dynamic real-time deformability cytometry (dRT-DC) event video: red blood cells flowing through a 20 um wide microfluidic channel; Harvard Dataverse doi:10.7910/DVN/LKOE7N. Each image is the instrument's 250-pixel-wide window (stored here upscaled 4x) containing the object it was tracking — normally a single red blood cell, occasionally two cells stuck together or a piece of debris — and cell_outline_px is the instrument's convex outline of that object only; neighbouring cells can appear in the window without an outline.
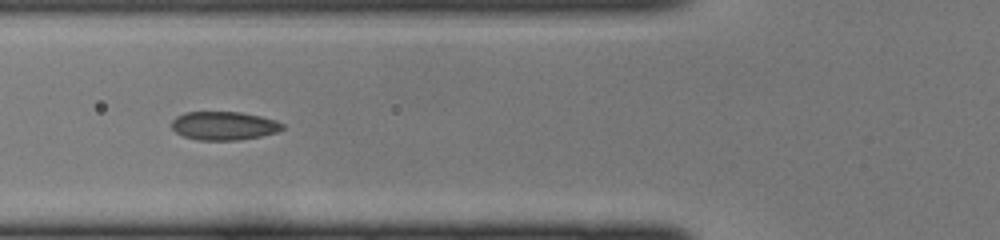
{"species": "common noctule bat (a hibernating species)", "species_latin": "Nyctalus noctula", "temperature_condition": "cold", "stored_images_in_passage": 32, "camera_frame_rate_fps": 3000, "um_per_image_px": 0.085, "animal": {"sex": "female", "body_mass_g": 22.0, "forearm_length_mm": 56.7}, "frame": {"image": 1, "passage_image": 4, "time_ms": 1.0, "image_size_px": [1000, 240], "cell_outline_px": [[284, 128], [276, 132], [260, 136], [236, 140], [196, 140], [184, 136], [176, 132], [172, 128], [172, 120], [176, 116], [184, 112], [240, 112], [260, 116], [276, 120], [284, 124]], "centroid_in_image_um": [19.02, 10.68], "position_along_channel_um": 106.8, "area_um2": 18.38}}
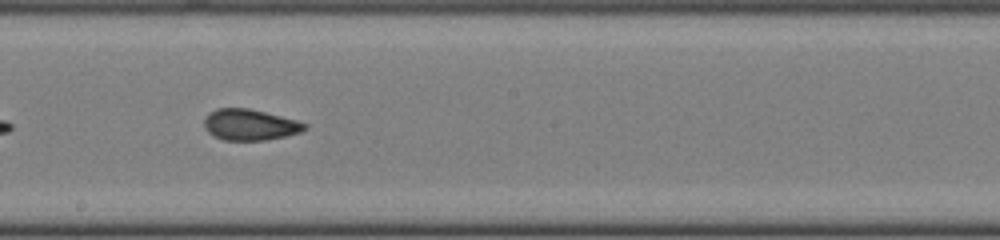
{"frame": {"image": 2, "passage_image": 12, "time_ms": 3.667, "image_size_px": [1000, 240], "cell_outline_px": [[308, 128], [300, 132], [284, 136], [264, 140], [224, 140], [212, 136], [204, 128], [204, 120], [208, 112], [216, 108], [248, 108], [296, 120], [308, 124]], "centroid_in_image_um": [21.2, 10.6], "position_along_channel_um": 227.0, "area_um2": 18.21}}
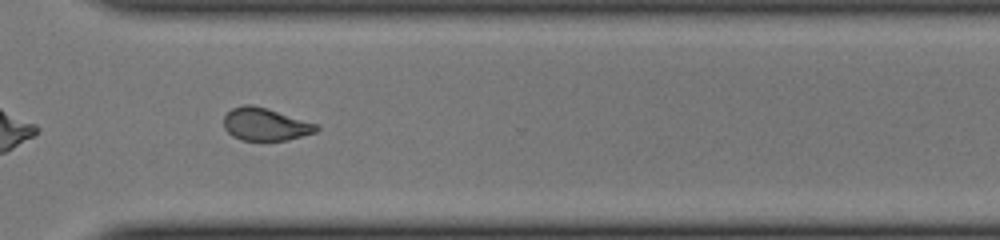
{"frame": {"image": 3, "passage_image": 20, "time_ms": 6.333, "image_size_px": [1000, 240], "cell_outline_px": [[320, 128], [316, 132], [288, 140], [240, 140], [232, 136], [224, 128], [224, 116], [232, 108], [244, 104], [252, 104], [316, 124]], "centroid_in_image_um": [22.52, 10.57], "position_along_channel_um": 348.1, "area_um2": 17.4}}